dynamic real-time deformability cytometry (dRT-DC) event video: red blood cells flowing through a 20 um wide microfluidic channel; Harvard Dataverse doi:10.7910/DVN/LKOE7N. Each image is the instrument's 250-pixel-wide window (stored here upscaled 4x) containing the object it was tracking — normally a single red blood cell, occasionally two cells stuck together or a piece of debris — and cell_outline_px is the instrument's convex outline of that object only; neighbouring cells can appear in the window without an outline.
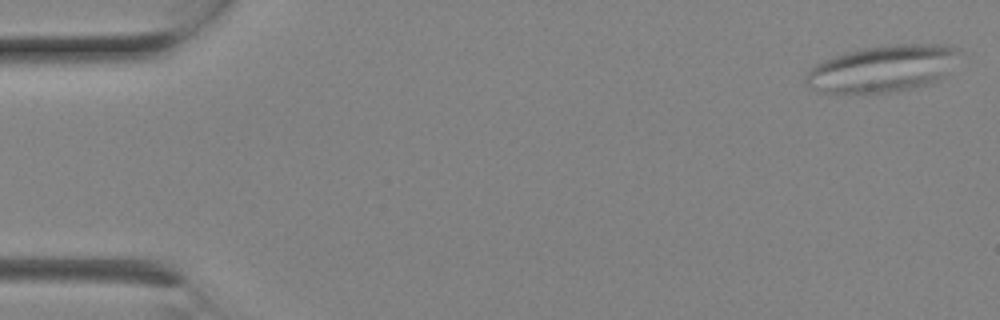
{"species": "Egyptian fruit bat (a non-hibernating species)", "species_latin": "Rousettus aegyptiacus", "temperature_condition": "room temperature", "stored_images_in_passage": 9, "camera_frame_rate_fps": 3000, "um_per_image_px": 0.085, "animal": {"sex": "female"}, "frame": {"image": 1, "passage_image": 1, "time_ms": 0.0, "image_size_px": [1000, 320], "cell_outline_px": [[960, 48], [944, 76], [932, 84], [920, 88], [896, 92], [820, 92], [808, 84], [804, 80], [808, 72], [820, 60], [848, 52], [864, 48], [896, 44], [940, 44]], "centroid_in_image_um": [75.03, 5.84], "position_along_channel_um": 10.0, "area_um2": 41.38}}
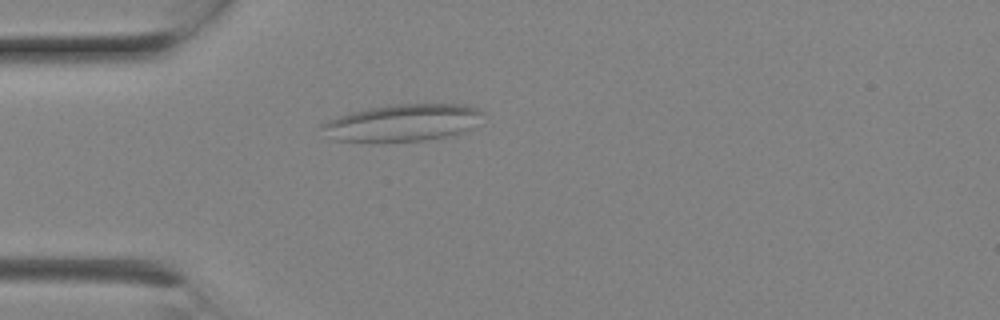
{"frame": {"image": 2, "passage_image": 6, "time_ms": 1.667, "image_size_px": [1000, 320], "cell_outline_px": [[484, 112], [472, 128], [464, 132], [424, 140], [388, 144], [372, 144], [336, 140], [320, 124], [328, 120], [352, 112], [372, 108], [396, 104], [464, 104], [476, 108]], "centroid_in_image_um": [34.24, 10.47], "position_along_channel_um": 50.8, "area_um2": 34.91}}